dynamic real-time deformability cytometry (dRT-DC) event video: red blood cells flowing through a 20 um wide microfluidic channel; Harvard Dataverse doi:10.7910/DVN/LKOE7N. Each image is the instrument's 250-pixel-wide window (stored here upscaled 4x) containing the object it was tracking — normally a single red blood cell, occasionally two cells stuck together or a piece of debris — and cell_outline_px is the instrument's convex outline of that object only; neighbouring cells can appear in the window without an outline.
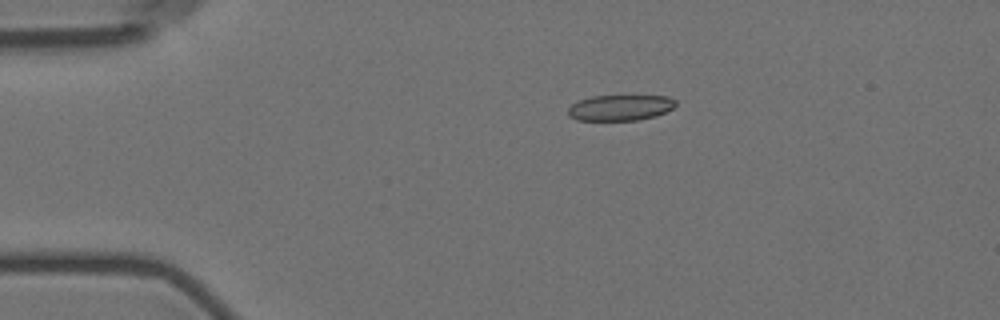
{"species": "Egyptian fruit bat (a non-hibernating species)", "species_latin": "Rousettus aegyptiacus", "temperature_condition": "room temperature", "stored_images_in_passage": 6, "camera_frame_rate_fps": 3000, "um_per_image_px": 0.085, "animal": {"sex": "female"}, "frame": {"image": 1, "passage_image": 2, "time_ms": 1.0, "image_size_px": [1000, 320], "cell_outline_px": [[676, 104], [672, 108], [656, 116], [636, 120], [576, 120], [568, 116], [568, 108], [572, 104], [580, 100], [592, 96], [668, 96], [676, 100]], "centroid_in_image_um": [52.7, 9.15], "position_along_channel_um": 32.3, "area_um2": 16.07}}
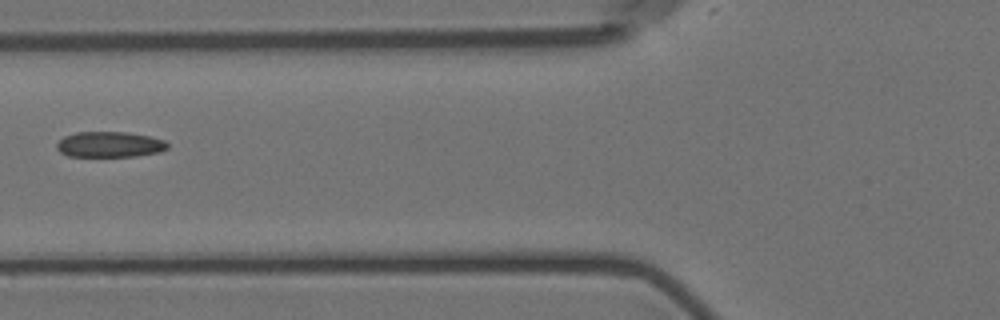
{"frame": {"image": 2, "passage_image": 5, "time_ms": 4.667, "image_size_px": [1000, 320], "cell_outline_px": [[168, 148], [160, 152], [136, 156], [68, 156], [60, 152], [56, 148], [56, 144], [64, 136], [76, 132], [124, 132], [148, 136], [164, 140], [168, 144]], "centroid_in_image_um": [9.31, 12.28], "position_along_channel_um": 116.5, "area_um2": 16.47}}
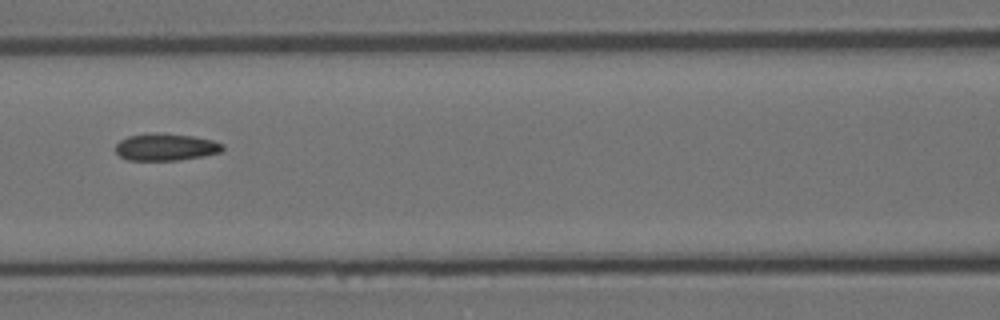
{"frame": {"image": 3, "passage_image": 6, "time_ms": 5.667, "image_size_px": [1000, 320], "cell_outline_px": [[224, 148], [220, 152], [204, 156], [176, 160], [128, 160], [120, 156], [116, 152], [116, 144], [120, 140], [128, 136], [152, 132], [160, 132], [192, 136], [212, 140], [224, 144]], "centroid_in_image_um": [14.08, 12.49], "position_along_channel_um": 152.5, "area_um2": 16.99}}